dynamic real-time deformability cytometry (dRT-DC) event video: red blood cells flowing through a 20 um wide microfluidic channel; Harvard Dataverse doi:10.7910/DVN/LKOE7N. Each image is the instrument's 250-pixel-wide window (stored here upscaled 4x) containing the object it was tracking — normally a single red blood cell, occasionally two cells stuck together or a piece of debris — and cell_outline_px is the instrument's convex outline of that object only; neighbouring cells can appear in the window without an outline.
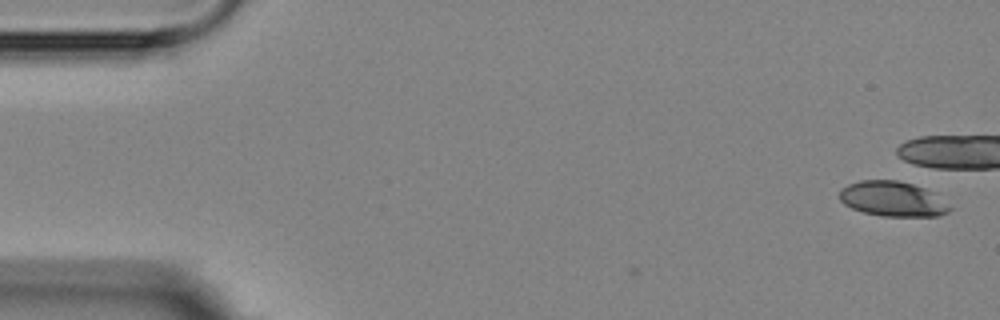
{"species": "Egyptian fruit bat (a non-hibernating species)", "species_latin": "Rousettus aegyptiacus", "temperature_condition": "room temperature", "stored_images_in_passage": 8, "camera_frame_rate_fps": 3000, "um_per_image_px": 0.085, "animal": {"sex": "female"}, "frame": {"image": 1, "passage_image": 1, "time_ms": 0.0, "image_size_px": [1000, 320], "cell_outline_px": [[952, 208], [948, 212], [936, 216], [884, 216], [864, 212], [852, 208], [844, 204], [840, 200], [840, 192], [848, 184], [860, 180], [896, 180], [912, 184], [936, 192]], "centroid_in_image_um": [75.91, 16.9], "position_along_channel_um": 9.1, "area_um2": 22.43}}
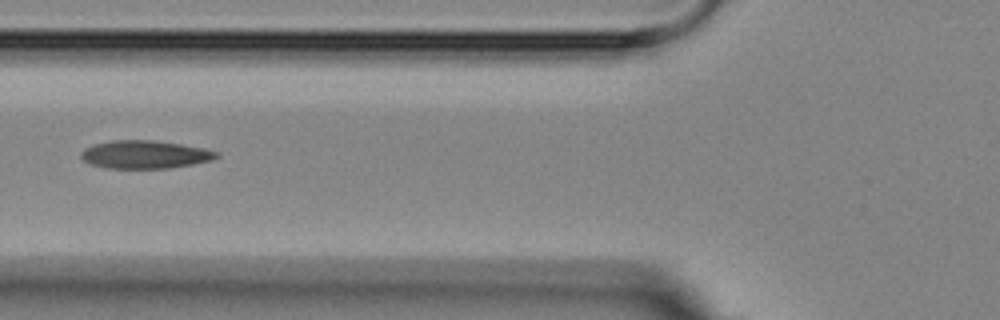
{"frame": {"image": 2, "passage_image": 7, "time_ms": 8.0, "image_size_px": [1000, 320], "cell_outline_px": [[220, 156], [212, 160], [192, 164], [168, 168], [104, 168], [92, 164], [84, 160], [80, 156], [80, 152], [84, 148], [92, 144], [112, 140], [156, 140], [204, 148], [216, 152]], "centroid_in_image_um": [12.28, 13.12], "position_along_channel_um": 113.5, "area_um2": 22.14}}
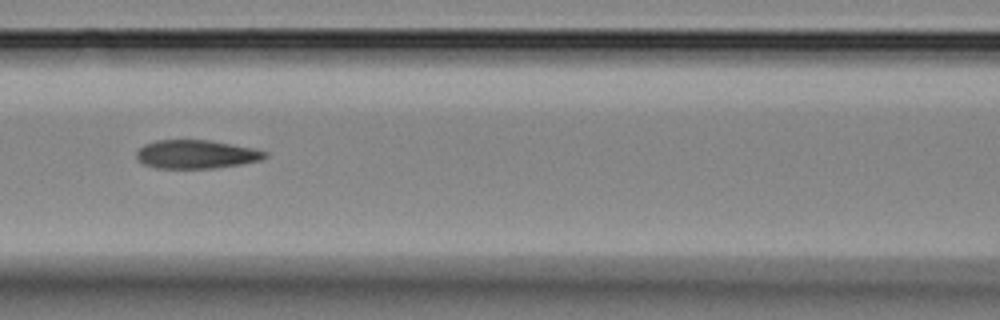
{"frame": {"image": 3, "passage_image": 8, "time_ms": 9.0, "image_size_px": [1000, 320], "cell_outline_px": [[268, 156], [260, 160], [240, 164], [216, 168], [156, 168], [144, 164], [136, 160], [136, 152], [144, 144], [156, 140], [208, 140], [256, 148], [268, 152]], "centroid_in_image_um": [16.68, 13.11], "position_along_channel_um": 149.9, "area_um2": 21.5}}